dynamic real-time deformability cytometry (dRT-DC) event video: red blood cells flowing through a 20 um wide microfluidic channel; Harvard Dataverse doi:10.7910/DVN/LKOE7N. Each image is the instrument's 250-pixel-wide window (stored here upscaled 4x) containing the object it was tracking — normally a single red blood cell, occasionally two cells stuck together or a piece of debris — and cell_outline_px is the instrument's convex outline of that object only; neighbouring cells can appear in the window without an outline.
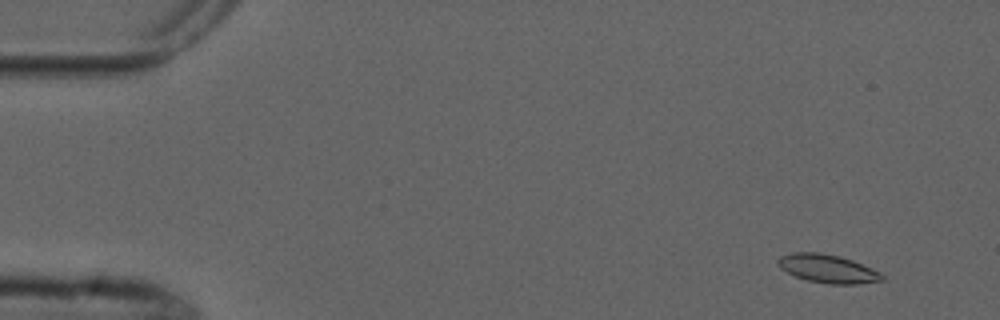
{"species": "common noctule bat (a hibernating species)", "species_latin": "Nyctalus noctula", "temperature_condition": "cold", "stored_images_in_passage": 5, "camera_frame_rate_fps": 3000, "um_per_image_px": 0.085, "animal": {"sex": "male", "forearm_length_mm": 52.5}, "frame": {"image": 1, "passage_image": 2, "time_ms": 1.0, "image_size_px": [1000, 320], "cell_outline_px": [[884, 280], [856, 284], [828, 284], [808, 280], [796, 276], [780, 268], [776, 260], [780, 256], [792, 252], [816, 252], [840, 256], [852, 260], [872, 268], [880, 272], [884, 276]], "centroid_in_image_um": [70.35, 22.83], "position_along_channel_um": 14.6, "area_um2": 17.17}}
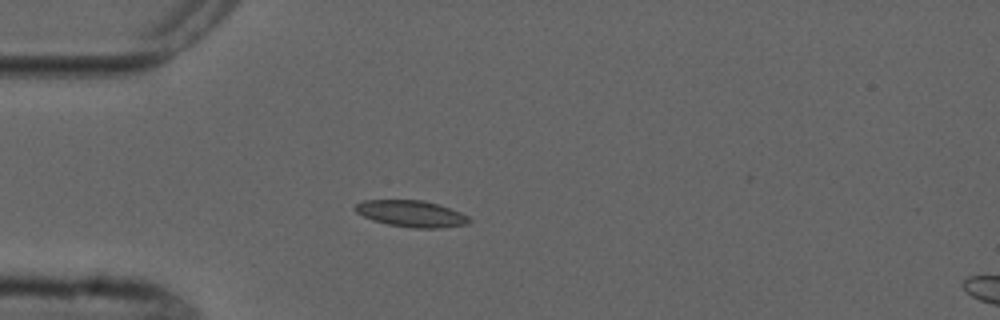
{"frame": {"image": 2, "passage_image": 5, "time_ms": 4.667, "image_size_px": [1000, 320], "cell_outline_px": [[472, 220], [468, 224], [444, 228], [416, 228], [388, 224], [372, 220], [356, 212], [352, 208], [356, 204], [364, 200], [424, 200], [460, 212], [468, 216]], "centroid_in_image_um": [34.96, 18.17], "position_along_channel_um": 50.0, "area_um2": 17.57}}